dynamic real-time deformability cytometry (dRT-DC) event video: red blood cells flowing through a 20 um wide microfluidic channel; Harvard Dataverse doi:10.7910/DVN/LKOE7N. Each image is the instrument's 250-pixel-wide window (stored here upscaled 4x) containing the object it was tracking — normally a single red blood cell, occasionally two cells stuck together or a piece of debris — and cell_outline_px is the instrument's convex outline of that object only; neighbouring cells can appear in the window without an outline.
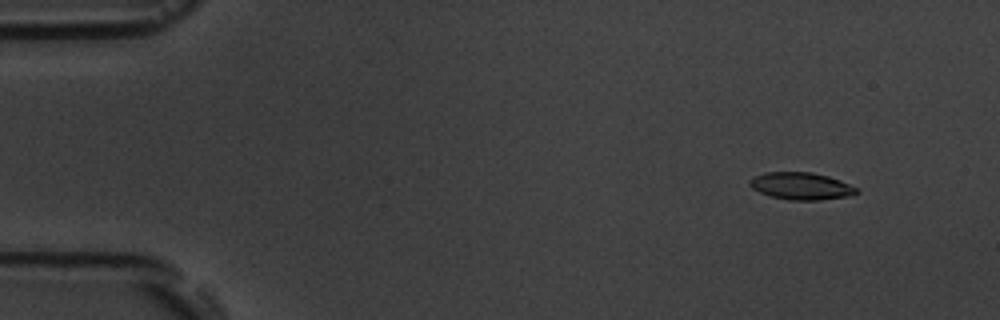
{"species": "common noctule bat (a hibernating species)", "species_latin": "Nyctalus noctula", "temperature_condition": "room temperature", "stored_images_in_passage": 7, "camera_frame_rate_fps": 3000, "um_per_image_px": 0.085, "animal": {"sex": "male", "body_mass_g": 19.5, "forearm_length_mm": 54.6}, "frame": {"image": 1, "passage_image": 2, "time_ms": 1.333, "image_size_px": [1000, 320], "cell_outline_px": [[860, 192], [852, 196], [820, 200], [788, 200], [768, 196], [752, 188], [748, 184], [752, 176], [764, 172], [812, 172], [828, 176], [840, 180], [860, 188]], "centroid_in_image_um": [68.12, 15.82], "position_along_channel_um": 16.9, "area_um2": 17.34}}
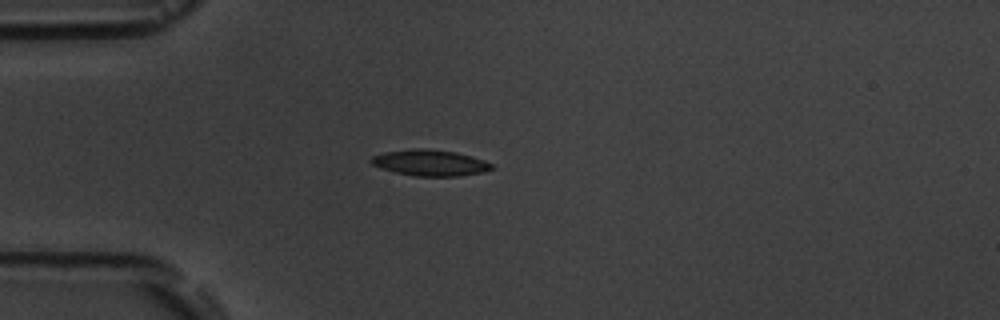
{"frame": {"image": 2, "passage_image": 5, "time_ms": 4.667, "image_size_px": [1000, 320], "cell_outline_px": [[492, 168], [484, 172], [456, 176], [416, 176], [396, 172], [380, 168], [372, 164], [368, 160], [372, 156], [384, 152], [412, 148], [428, 148], [456, 152], [472, 156], [484, 160], [492, 164]], "centroid_in_image_um": [36.53, 13.82], "position_along_channel_um": 48.5, "area_um2": 18.38}}
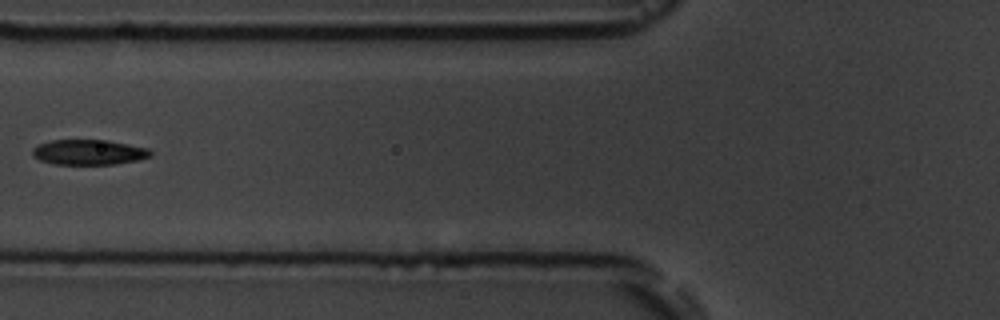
{"frame": {"image": 3, "passage_image": 7, "time_ms": 7.0, "image_size_px": [1000, 320], "cell_outline_px": [[152, 156], [136, 160], [116, 164], [56, 164], [40, 160], [32, 156], [32, 148], [40, 144], [52, 140], [108, 140], [148, 148], [152, 152]], "centroid_in_image_um": [7.55, 12.93], "position_along_channel_um": 118.3, "area_um2": 17.28}}